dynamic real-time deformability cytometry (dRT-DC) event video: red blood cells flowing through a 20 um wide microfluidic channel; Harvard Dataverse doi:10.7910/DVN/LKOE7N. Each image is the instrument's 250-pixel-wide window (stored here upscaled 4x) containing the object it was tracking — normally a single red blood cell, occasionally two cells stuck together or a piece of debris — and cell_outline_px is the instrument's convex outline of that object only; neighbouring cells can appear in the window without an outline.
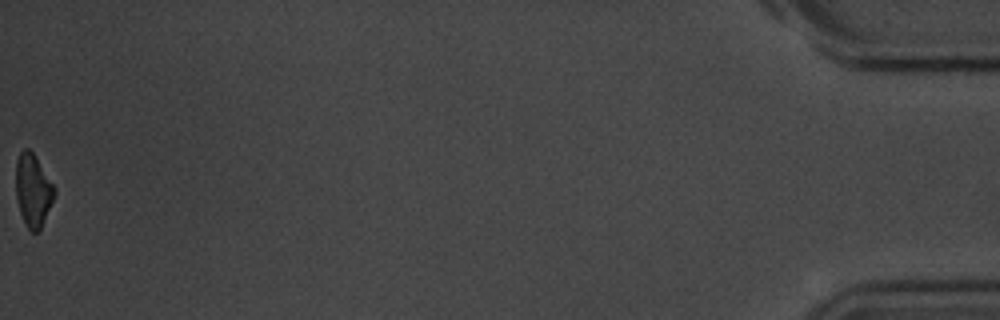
{"species": "common noctule bat (a hibernating species)", "species_latin": "Nyctalus noctula", "temperature_condition": "room temperature", "stored_images_in_passage": 49, "camera_frame_rate_fps": 3000, "um_per_image_px": 0.085, "animal": {"sex": "male", "body_mass_g": 20.1, "forearm_length_mm": 53.5}, "frame": {"image": 1, "passage_image": 49, "time_ms": 16.0, "image_size_px": [1000, 320], "cell_outline_px": [[56, 192], [40, 228], [36, 232], [32, 232], [24, 224], [20, 212], [16, 196], [16, 160], [20, 152], [24, 148], [28, 148], [32, 152], [56, 188]], "centroid_in_image_um": [2.79, 16.16], "position_along_channel_um": 432.4, "area_um2": 16.07}, "authors_computed_cell_mechanics": {"area_um2": 17.6868, "velocity_mm_per_s": 3.7328, "shape_relaxation_time_tau1_ms": 3.6587, "shape_relaxation_time_tau2_ms": null, "deformation_change_tau1": 0.1745, "deformation_change_tau2": null}}